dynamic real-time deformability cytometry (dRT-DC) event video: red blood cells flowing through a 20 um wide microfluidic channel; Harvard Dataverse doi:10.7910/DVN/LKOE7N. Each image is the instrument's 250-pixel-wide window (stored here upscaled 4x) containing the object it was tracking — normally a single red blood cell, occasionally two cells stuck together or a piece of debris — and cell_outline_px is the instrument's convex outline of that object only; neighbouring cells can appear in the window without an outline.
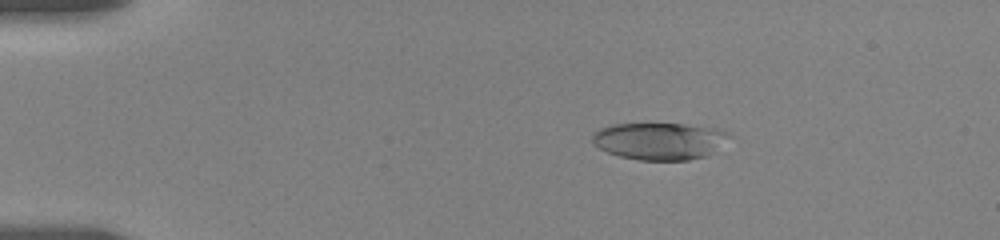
{"species": "human", "species_latin": "Homo sapiens", "temperature_condition": "room temperature", "stored_images_in_passage": 8, "camera_frame_rate_fps": 3000, "um_per_image_px": 0.085, "donor": {"sex": "female"}, "frame": {"image": 1, "passage_image": 5, "time_ms": 3.333, "image_size_px": [1000, 240], "cell_outline_px": [[732, 136], [708, 156], [688, 160], [640, 160], [620, 156], [608, 152], [600, 148], [592, 140], [592, 132], [600, 128], [612, 124], [684, 124], [716, 128], [728, 132]], "centroid_in_image_um": [56.08, 11.98], "position_along_channel_um": 28.9, "area_um2": 29.59}}